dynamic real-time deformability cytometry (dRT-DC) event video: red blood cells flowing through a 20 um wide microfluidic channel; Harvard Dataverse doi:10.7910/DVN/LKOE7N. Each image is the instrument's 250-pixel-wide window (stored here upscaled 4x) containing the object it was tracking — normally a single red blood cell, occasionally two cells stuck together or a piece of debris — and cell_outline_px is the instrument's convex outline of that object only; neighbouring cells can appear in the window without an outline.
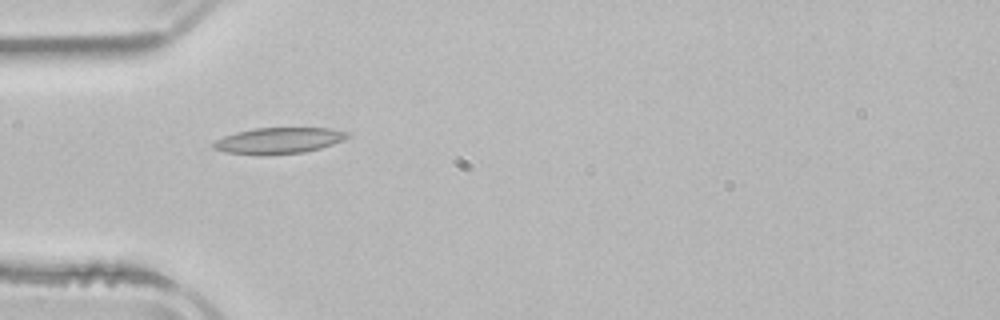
{"species": "common noctule bat (a hibernating species)", "species_latin": "Nyctalus noctula", "temperature_condition": "room temperature", "stored_images_in_passage": 5, "camera_frame_rate_fps": 3000, "um_per_image_px": 0.085, "animal": {"sex": "male", "body_mass_g": 21.5, "forearm_length_mm": 52.0}, "frame": {"image": 1, "passage_image": 4, "time_ms": 4.333, "image_size_px": [1000, 320], "cell_outline_px": [[352, 136], [344, 140], [320, 148], [304, 152], [260, 156], [224, 152], [212, 148], [212, 144], [216, 140], [224, 136], [236, 132], [256, 128], [332, 128], [348, 132]], "centroid_in_image_um": [23.69, 11.96], "position_along_channel_um": 61.3, "area_um2": 20.63}}
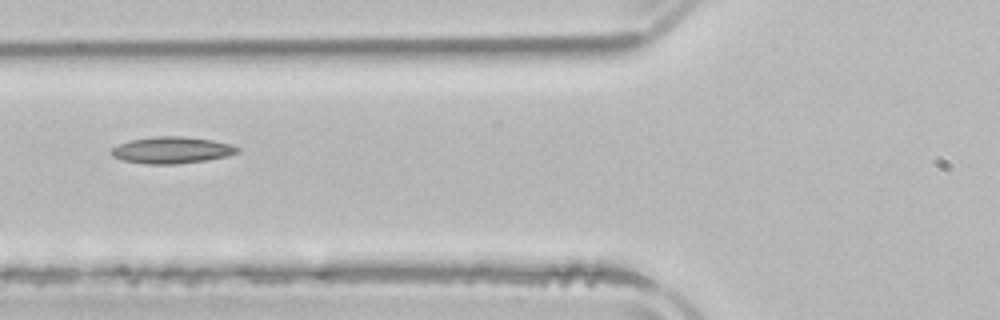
{"frame": {"image": 2, "passage_image": 5, "time_ms": 5.667, "image_size_px": [1000, 320], "cell_outline_px": [[240, 152], [228, 156], [204, 160], [176, 164], [148, 164], [124, 160], [112, 156], [108, 152], [112, 148], [128, 140], [152, 136], [184, 136], [212, 140], [232, 144], [240, 148]], "centroid_in_image_um": [14.6, 12.75], "position_along_channel_um": 111.2, "area_um2": 19.71}}